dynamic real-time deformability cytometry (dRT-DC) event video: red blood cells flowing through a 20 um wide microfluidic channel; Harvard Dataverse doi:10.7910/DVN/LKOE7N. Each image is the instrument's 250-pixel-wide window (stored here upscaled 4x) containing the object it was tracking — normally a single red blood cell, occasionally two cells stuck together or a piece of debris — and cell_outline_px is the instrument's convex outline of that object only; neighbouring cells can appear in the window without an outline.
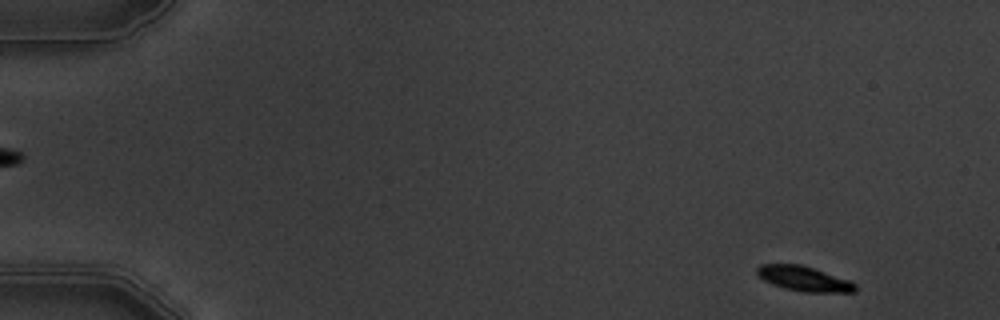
{"species": "common noctule bat (a hibernating species)", "species_latin": "Nyctalus noctula", "temperature_condition": "warm", "stored_images_in_passage": 4, "camera_frame_rate_fps": 3000, "um_per_image_px": 0.085, "animal": {"sex": "male", "body_mass_g": 19.5, "forearm_length_mm": 54.6}, "frame": {"image": 1, "passage_image": 1, "time_ms": 0.0, "image_size_px": [1000, 320], "cell_outline_px": [[856, 292], [804, 292], [784, 288], [772, 284], [764, 280], [756, 272], [756, 268], [760, 264], [800, 264], [848, 280], [856, 284]], "centroid_in_image_um": [68.31, 23.69], "position_along_channel_um": 16.7, "area_um2": 14.05}}
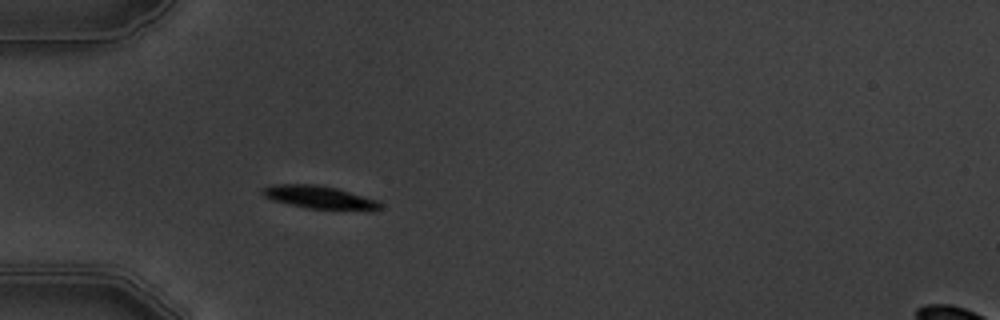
{"frame": {"image": 2, "passage_image": 4, "time_ms": 4.333, "image_size_px": [1000, 320], "cell_outline_px": [[380, 208], [376, 212], [372, 212], [308, 208], [272, 200], [264, 196], [260, 192], [260, 188], [272, 184], [316, 184], [336, 188], [376, 200], [380, 204]], "centroid_in_image_um": [27.15, 16.79], "position_along_channel_um": 57.9, "area_um2": 16.01}}